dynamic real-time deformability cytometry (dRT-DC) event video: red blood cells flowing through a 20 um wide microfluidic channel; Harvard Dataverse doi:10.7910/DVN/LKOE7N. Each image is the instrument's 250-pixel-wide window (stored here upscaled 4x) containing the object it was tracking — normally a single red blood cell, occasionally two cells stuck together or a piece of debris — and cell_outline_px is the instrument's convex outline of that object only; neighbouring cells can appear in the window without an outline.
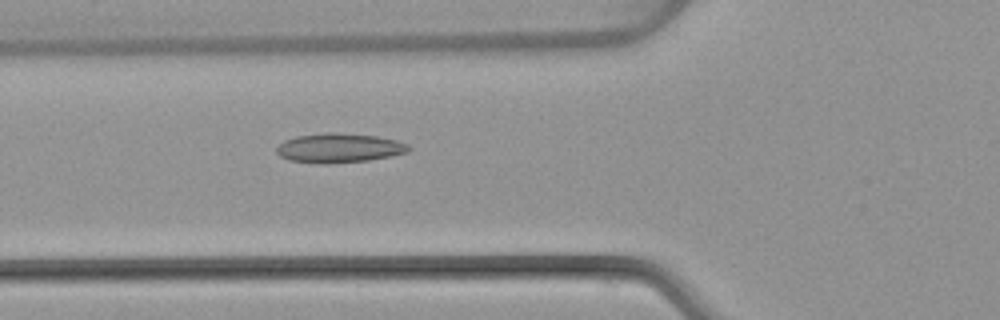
{"species": "common noctule bat (a hibernating species)", "species_latin": "Nyctalus noctula", "temperature_condition": "warm", "stored_images_in_passage": 49, "camera_frame_rate_fps": 3000, "um_per_image_px": 0.085, "animal": {"sex": "female", "body_mass_g": 22.7, "forearm_length_mm": 54.2}, "frame": {"image": 1, "passage_image": 18, "time_ms": 5.667, "image_size_px": [1000, 320], "cell_outline_px": [[412, 148], [408, 152], [392, 156], [368, 160], [324, 164], [288, 160], [280, 156], [276, 152], [276, 148], [284, 140], [296, 136], [324, 132], [336, 132], [376, 136], [396, 140], [408, 144]], "centroid_in_image_um": [28.83, 12.57], "position_along_channel_um": 97.0, "area_um2": 22.72}}
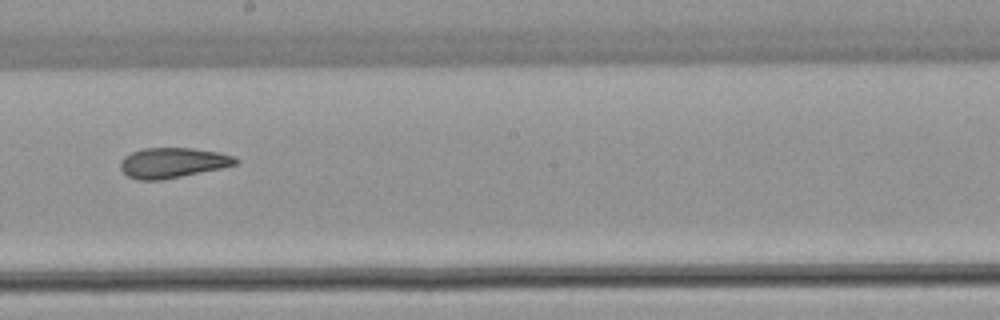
{"frame": {"image": 2, "passage_image": 28, "time_ms": 9.0, "image_size_px": [1000, 320], "cell_outline_px": [[240, 160], [236, 164], [220, 168], [160, 180], [140, 180], [128, 176], [120, 168], [120, 160], [124, 156], [132, 152], [144, 148], [192, 148], [220, 152], [232, 156]], "centroid_in_image_um": [14.65, 13.82], "position_along_channel_um": 233.5, "area_um2": 20.06}}
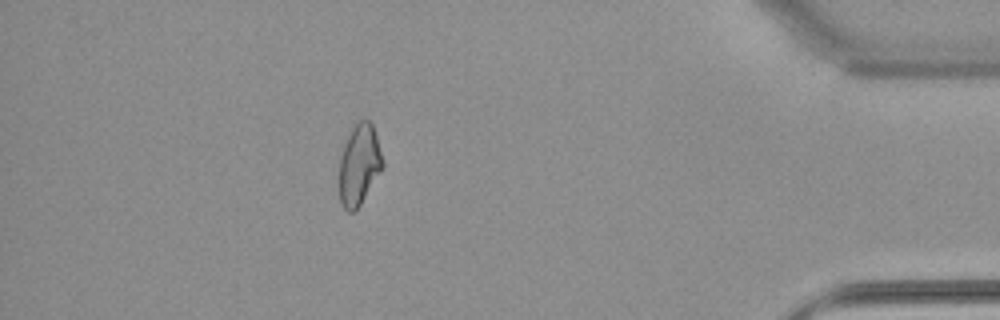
{"frame": {"image": 3, "passage_image": 44, "time_ms": 14.333, "image_size_px": [1000, 320], "cell_outline_px": [[384, 168], [360, 204], [352, 212], [348, 212], [340, 204], [336, 176], [340, 156], [344, 144], [356, 120], [368, 120], [372, 124], [384, 160]], "centroid_in_image_um": [30.49, 14.03], "position_along_channel_um": 404.7, "area_um2": 21.1}, "authors_computed_cell_mechanics": {"area_um2": 21.2126, "velocity_mm_per_s": 4.0876, "shape_relaxation_time_tau1_ms": null, "shape_relaxation_time_tau2_ms": 3.6953, "deformation_change_tau1": null, "deformation_change_tau2": 0.0943}}